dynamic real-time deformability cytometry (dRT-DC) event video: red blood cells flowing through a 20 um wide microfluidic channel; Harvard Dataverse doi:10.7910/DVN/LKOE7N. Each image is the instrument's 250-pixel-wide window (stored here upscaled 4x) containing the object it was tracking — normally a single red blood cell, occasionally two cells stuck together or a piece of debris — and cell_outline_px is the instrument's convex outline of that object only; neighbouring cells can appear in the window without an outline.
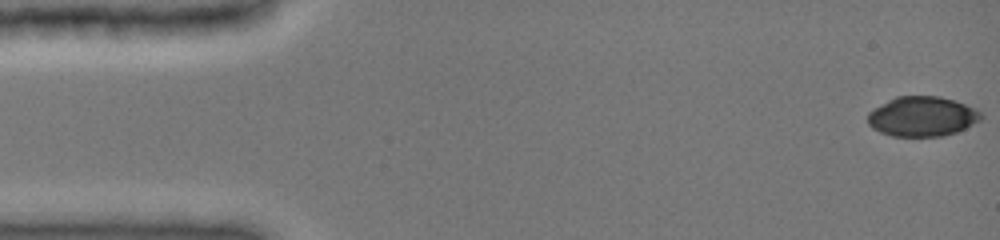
{"species": "common noctule bat (a hibernating species)", "species_latin": "Nyctalus noctula", "temperature_condition": "cold", "stored_images_in_passage": 47, "camera_frame_rate_fps": 3000, "um_per_image_px": 0.085, "animal": {"sex": "female", "body_mass_g": 19.0, "forearm_length_mm": 51.5}, "frame": {"image": 1, "passage_image": 1, "time_ms": 0.0, "image_size_px": [1000, 240], "cell_outline_px": [[984, 116], [980, 120], [956, 132], [944, 136], [892, 136], [880, 132], [872, 128], [868, 124], [868, 112], [888, 100], [896, 96], [940, 96], [956, 100], [976, 108]], "centroid_in_image_um": [78.4, 9.89], "position_along_channel_um": 6.6, "area_um2": 26.41}}
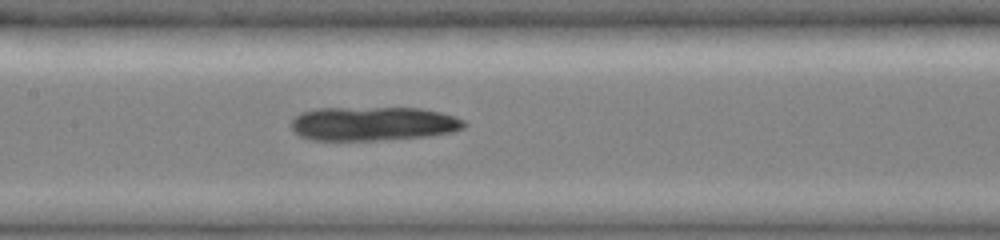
{"frame": {"image": 2, "passage_image": 23, "time_ms": 7.333, "image_size_px": [1000, 240], "cell_outline_px": [[468, 124], [464, 128], [452, 132], [432, 136], [376, 140], [308, 140], [300, 136], [288, 124], [300, 112], [316, 108], [420, 108], [440, 112], [456, 116], [464, 120]], "centroid_in_image_um": [31.72, 10.51], "position_along_channel_um": 175.7, "area_um2": 34.62}}
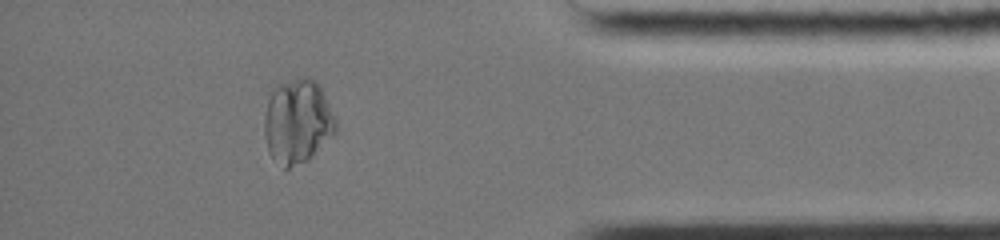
{"frame": {"image": 3, "passage_image": 42, "time_ms": 13.667, "image_size_px": [1000, 240], "cell_outline_px": [[336, 132], [308, 160], [288, 168], [284, 168], [268, 152], [264, 136], [264, 116], [268, 100], [272, 92], [280, 84], [304, 76], [312, 76], [316, 80], [336, 120]], "centroid_in_image_um": [25.28, 10.33], "position_along_channel_um": 409.9, "area_um2": 34.8}}